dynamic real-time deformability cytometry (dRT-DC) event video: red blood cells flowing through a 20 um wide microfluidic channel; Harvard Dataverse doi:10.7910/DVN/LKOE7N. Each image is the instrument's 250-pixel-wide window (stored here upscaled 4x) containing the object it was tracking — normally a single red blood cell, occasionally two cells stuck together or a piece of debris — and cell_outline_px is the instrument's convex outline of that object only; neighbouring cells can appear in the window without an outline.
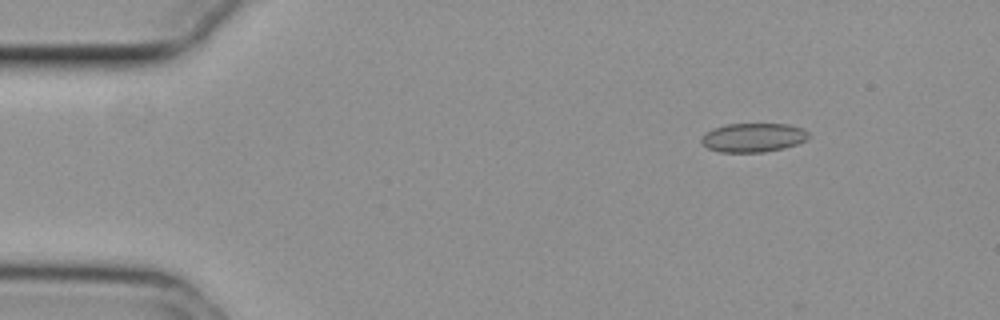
{"species": "common noctule bat (a hibernating species)", "species_latin": "Nyctalus noctula", "temperature_condition": "cold", "stored_images_in_passage": 15, "camera_frame_rate_fps": 3000, "um_per_image_px": 0.085, "animal": {"sex": "female", "body_mass_g": 29.2, "forearm_length_mm": 56.3}, "frame": {"image": 1, "passage_image": 5, "time_ms": 1.333, "image_size_px": [1000, 320], "cell_outline_px": [[808, 136], [804, 140], [796, 144], [784, 148], [764, 152], [720, 152], [708, 148], [700, 140], [704, 132], [712, 128], [728, 124], [788, 124], [804, 128], [808, 132]], "centroid_in_image_um": [64.0, 11.68], "position_along_channel_um": 21.0, "area_um2": 18.09}}
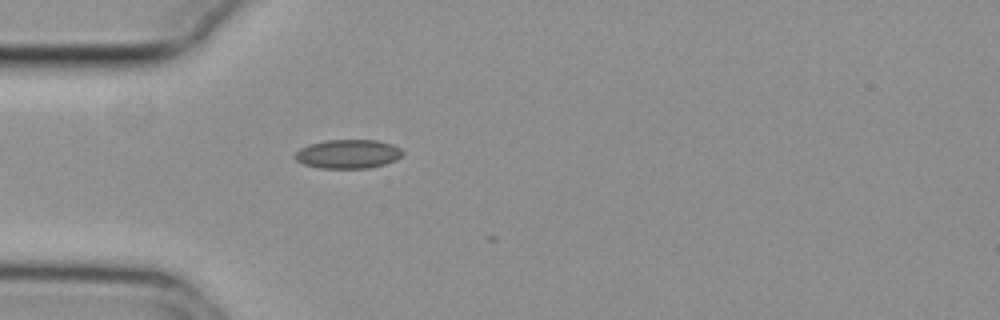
{"frame": {"image": 2, "passage_image": 14, "time_ms": 4.333, "image_size_px": [1000, 320], "cell_outline_px": [[404, 152], [396, 160], [384, 164], [368, 168], [320, 168], [304, 164], [296, 160], [296, 152], [300, 148], [308, 144], [324, 140], [376, 140], [392, 144], [400, 148]], "centroid_in_image_um": [29.58, 13.08], "position_along_channel_um": 55.4, "area_um2": 18.09}}